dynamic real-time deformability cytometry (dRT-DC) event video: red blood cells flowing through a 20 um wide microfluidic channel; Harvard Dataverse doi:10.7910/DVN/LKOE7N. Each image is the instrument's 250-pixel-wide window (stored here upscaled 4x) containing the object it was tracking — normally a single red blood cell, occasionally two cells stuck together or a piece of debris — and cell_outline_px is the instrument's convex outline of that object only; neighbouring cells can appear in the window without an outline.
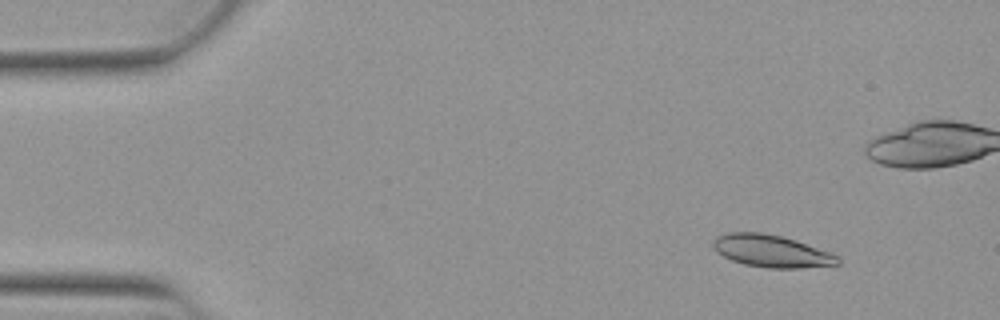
{"species": "Egyptian fruit bat (a non-hibernating species)", "species_latin": "Rousettus aegyptiacus", "temperature_condition": "warm", "stored_images_in_passage": 53, "camera_frame_rate_fps": 3000, "um_per_image_px": 0.085, "animal": {"sex": "female"}, "frame": {"image": 1, "passage_image": 6, "time_ms": 1.667, "image_size_px": [1000, 320], "cell_outline_px": [[840, 264], [800, 268], [768, 268], [744, 264], [732, 260], [716, 252], [712, 244], [712, 240], [716, 236], [728, 232], [764, 232], [796, 240], [840, 256]], "centroid_in_image_um": [65.56, 21.33], "position_along_channel_um": 19.4, "area_um2": 23.52}}
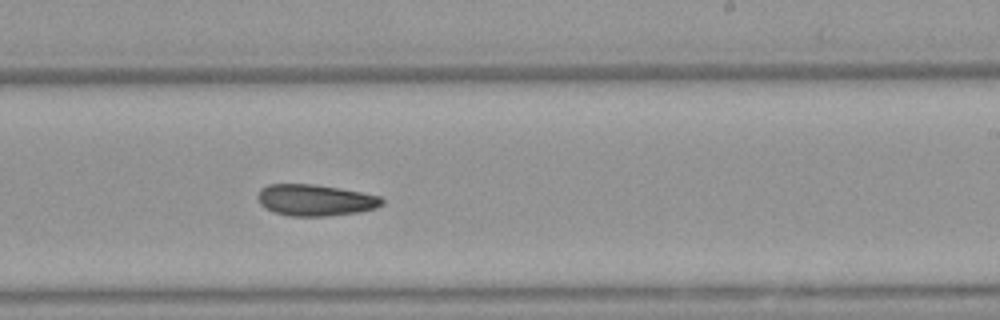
{"frame": {"image": 2, "passage_image": 32, "time_ms": 10.333, "image_size_px": [1000, 320], "cell_outline_px": [[384, 204], [376, 208], [356, 212], [328, 216], [288, 216], [272, 212], [264, 208], [260, 204], [256, 196], [260, 188], [268, 184], [316, 184], [340, 188], [380, 196], [384, 200]], "centroid_in_image_um": [26.75, 17.01], "position_along_channel_um": 262.2, "area_um2": 23.0}}
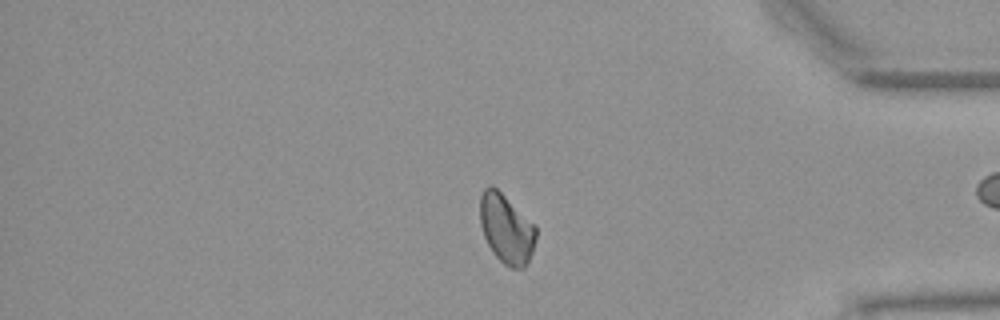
{"frame": {"image": 3, "passage_image": 44, "time_ms": 14.333, "image_size_px": [1000, 320], "cell_outline_px": [[536, 236], [532, 252], [524, 268], [512, 268], [504, 264], [492, 252], [484, 236], [480, 224], [480, 196], [484, 188], [488, 184], [492, 184], [536, 224]], "centroid_in_image_um": [43.04, 19.41], "position_along_channel_um": 392.2, "area_um2": 22.72}}